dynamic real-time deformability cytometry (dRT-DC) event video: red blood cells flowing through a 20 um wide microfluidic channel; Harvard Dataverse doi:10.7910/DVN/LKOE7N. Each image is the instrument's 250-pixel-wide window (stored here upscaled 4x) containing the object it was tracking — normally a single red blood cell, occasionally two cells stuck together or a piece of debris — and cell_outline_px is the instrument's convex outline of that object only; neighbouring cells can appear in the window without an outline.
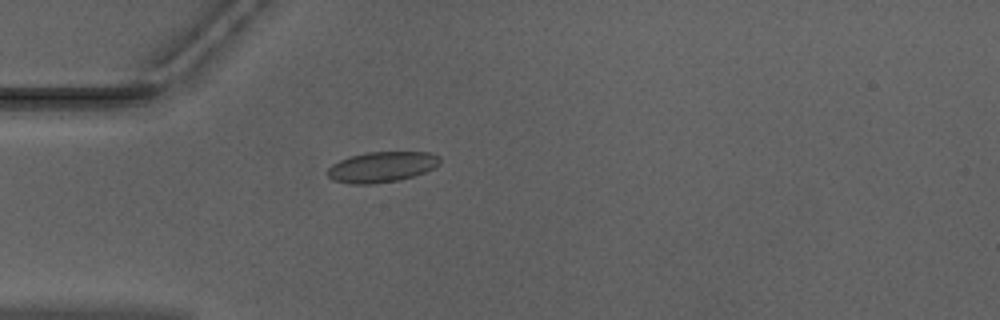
{"species": "Egyptian fruit bat (a non-hibernating species)", "species_latin": "Rousettus aegyptiacus", "temperature_condition": "warm", "stored_images_in_passage": 34, "camera_frame_rate_fps": 3000, "um_per_image_px": 0.085, "animal": {"sex": "male"}, "frame": {"image": 1, "passage_image": 1, "time_ms": 0.0, "image_size_px": [1000, 320], "cell_outline_px": [[440, 164], [436, 168], [400, 180], [372, 184], [352, 184], [332, 180], [328, 176], [328, 168], [332, 164], [348, 156], [368, 152], [428, 152], [440, 156]], "centroid_in_image_um": [32.46, 14.19], "position_along_channel_um": 52.5, "area_um2": 20.11}}
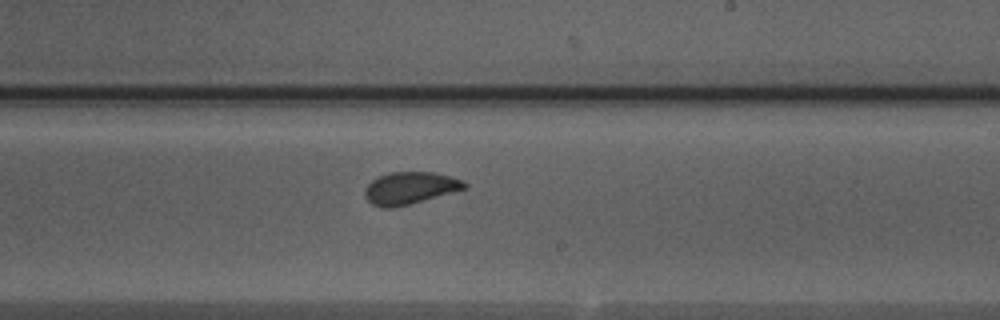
{"frame": {"image": 2, "passage_image": 17, "time_ms": 5.333, "image_size_px": [1000, 320], "cell_outline_px": [[468, 188], [396, 208], [380, 208], [372, 204], [364, 196], [364, 188], [372, 180], [388, 172], [436, 172], [464, 180], [468, 184]], "centroid_in_image_um": [34.86, 15.99], "position_along_channel_um": 254.1, "area_um2": 19.02}}
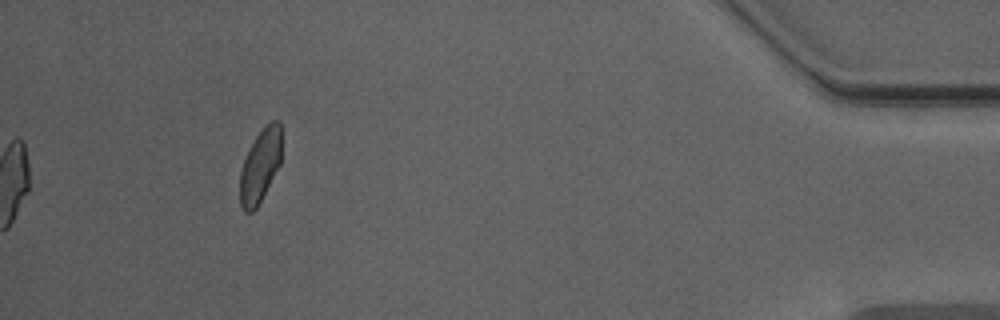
{"frame": {"image": 3, "passage_image": 34, "time_ms": 11.0, "image_size_px": [1000, 320], "cell_outline_px": [[280, 164], [256, 208], [252, 212], [244, 212], [240, 204], [240, 172], [248, 148], [256, 136], [272, 120], [280, 120]], "centroid_in_image_um": [22.09, 14.1], "position_along_channel_um": 413.1, "area_um2": 17.4}, "authors_computed_cell_mechanics": {"area_um2": 18.8139, "velocity_mm_per_s": 3.9539, "shape_relaxation_time_tau1_ms": 3.8991, "shape_relaxation_time_tau2_ms": 0.7586, "deformation_change_tau1": 0.0988, "deformation_change_tau2": 0.0398}}